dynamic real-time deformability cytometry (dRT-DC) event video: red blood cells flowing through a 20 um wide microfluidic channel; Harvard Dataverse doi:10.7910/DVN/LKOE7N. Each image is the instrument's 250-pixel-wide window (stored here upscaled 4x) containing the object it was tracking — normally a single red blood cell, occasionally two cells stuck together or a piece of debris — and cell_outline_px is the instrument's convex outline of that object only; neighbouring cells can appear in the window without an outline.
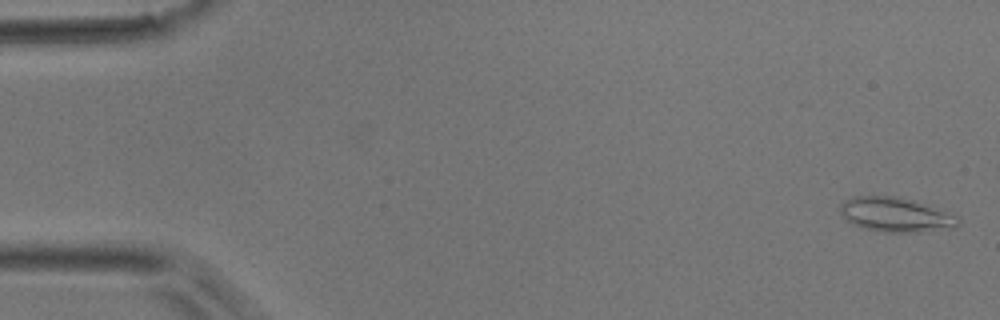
{"species": "common noctule bat (a hibernating species)", "species_latin": "Nyctalus noctula", "temperature_condition": "room temperature", "stored_images_in_passage": 50, "camera_frame_rate_fps": 3000, "um_per_image_px": 0.085, "animal": {"sex": "male", "body_mass_g": 17.9}, "frame": {"image": 1, "passage_image": 1, "time_ms": 0.0, "image_size_px": [1000, 320], "cell_outline_px": [[960, 224], [956, 228], [920, 232], [884, 232], [864, 228], [852, 224], [840, 216], [840, 204], [844, 200], [852, 196], [896, 196], [928, 204], [960, 216]], "centroid_in_image_um": [76.17, 18.25], "position_along_channel_um": 8.8, "area_um2": 24.22}}
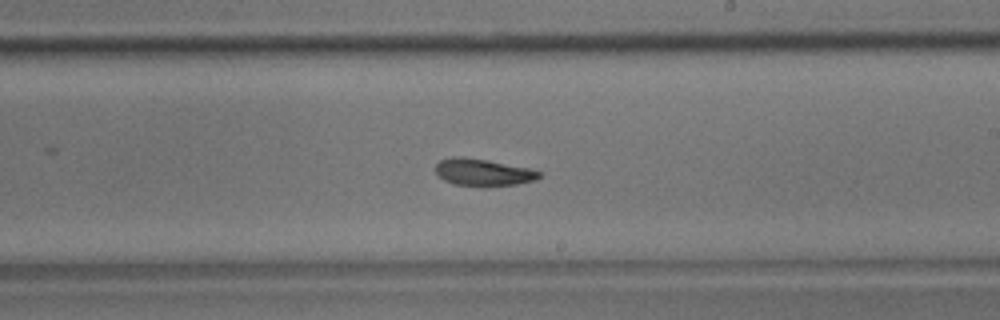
{"frame": {"image": 2, "passage_image": 29, "time_ms": 9.333, "image_size_px": [1000, 320], "cell_outline_px": [[544, 176], [536, 180], [516, 184], [480, 188], [452, 184], [444, 180], [436, 172], [436, 164], [440, 160], [452, 156], [464, 156], [488, 160], [532, 168], [544, 172]], "centroid_in_image_um": [41.13, 14.66], "position_along_channel_um": 247.9, "area_um2": 17.11}}
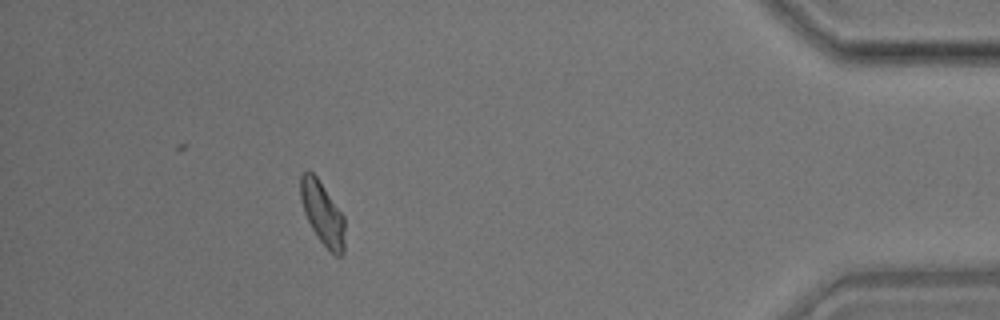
{"frame": {"image": 3, "passage_image": 45, "time_ms": 14.667, "image_size_px": [1000, 320], "cell_outline_px": [[344, 252], [340, 256], [336, 256], [316, 236], [304, 212], [300, 200], [300, 176], [308, 168], [316, 176], [344, 216]], "centroid_in_image_um": [27.39, 18.11], "position_along_channel_um": 407.8, "area_um2": 16.13}}